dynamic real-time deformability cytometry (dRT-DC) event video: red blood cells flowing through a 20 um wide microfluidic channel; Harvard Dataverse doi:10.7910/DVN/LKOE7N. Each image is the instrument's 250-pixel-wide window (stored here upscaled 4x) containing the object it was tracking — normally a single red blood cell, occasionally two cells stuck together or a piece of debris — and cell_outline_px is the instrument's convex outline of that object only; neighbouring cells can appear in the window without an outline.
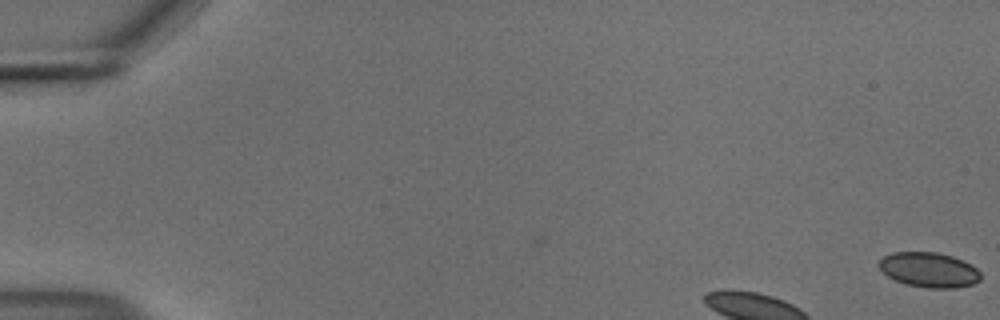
{"species": "common noctule bat (a hibernating species)", "species_latin": "Nyctalus noctula", "temperature_condition": "cold", "stored_images_in_passage": 5, "camera_frame_rate_fps": 3000, "um_per_image_px": 0.085, "animal": {"sex": "male", "body_mass_g": 18.8}, "frame": {"image": 1, "passage_image": 5, "time_ms": 1.333, "image_size_px": [1000, 320], "cell_outline_px": [[980, 280], [972, 284], [956, 288], [928, 288], [908, 284], [896, 280], [888, 276], [876, 264], [884, 256], [892, 252], [936, 252], [952, 256], [964, 260], [976, 268], [980, 272]], "centroid_in_image_um": [78.97, 22.93], "position_along_channel_um": 6.0, "area_um2": 20.63}}